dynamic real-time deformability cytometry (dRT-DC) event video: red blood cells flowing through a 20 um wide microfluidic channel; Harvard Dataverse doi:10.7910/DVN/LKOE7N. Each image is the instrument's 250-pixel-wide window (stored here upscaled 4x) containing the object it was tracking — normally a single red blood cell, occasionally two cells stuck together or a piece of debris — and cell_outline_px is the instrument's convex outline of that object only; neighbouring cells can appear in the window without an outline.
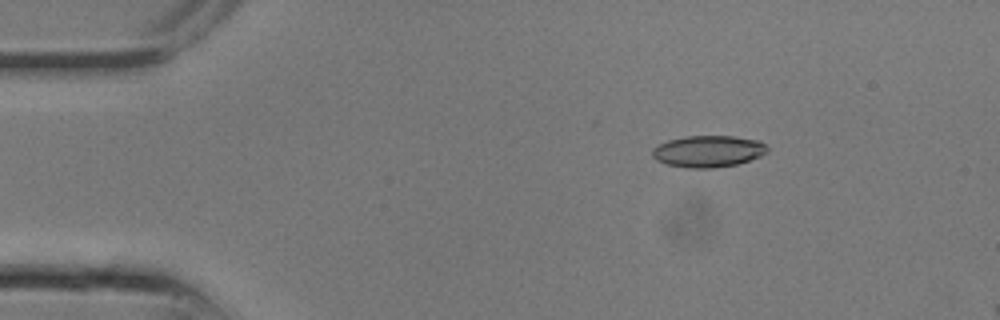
{"species": "common noctule bat (a hibernating species)", "species_latin": "Nyctalus noctula", "temperature_condition": "room temperature", "stored_images_in_passage": 8, "camera_frame_rate_fps": 3000, "um_per_image_px": 0.085, "animal": {"sex": "male", "body_mass_g": 13.3}, "frame": {"image": 1, "passage_image": 4, "time_ms": 1.0, "image_size_px": [1000, 320], "cell_outline_px": [[768, 152], [760, 156], [736, 164], [712, 168], [688, 168], [668, 164], [656, 160], [652, 156], [652, 148], [668, 140], [684, 136], [732, 136], [760, 140], [768, 148]], "centroid_in_image_um": [60.19, 12.85], "position_along_channel_um": 24.8, "area_um2": 21.15}}